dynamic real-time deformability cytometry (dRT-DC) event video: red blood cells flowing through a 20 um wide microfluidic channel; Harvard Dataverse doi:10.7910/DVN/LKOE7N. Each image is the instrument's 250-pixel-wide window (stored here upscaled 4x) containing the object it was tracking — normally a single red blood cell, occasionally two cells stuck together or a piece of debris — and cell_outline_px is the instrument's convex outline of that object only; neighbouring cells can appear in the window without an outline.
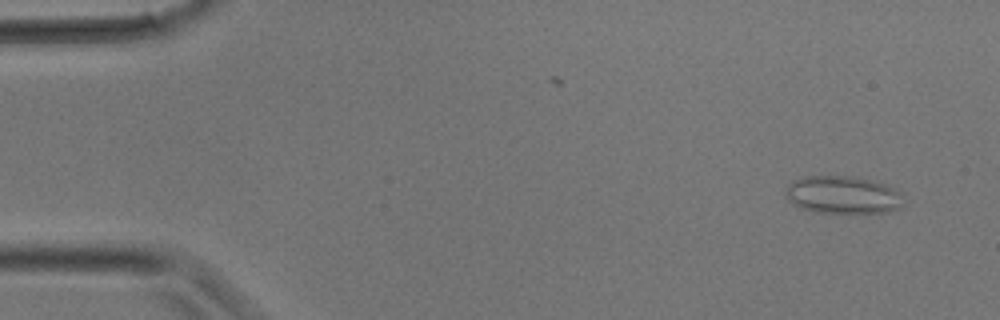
{"species": "common noctule bat (a hibernating species)", "species_latin": "Nyctalus noctula", "temperature_condition": "room temperature", "stored_images_in_passage": 6, "camera_frame_rate_fps": 3000, "um_per_image_px": 0.085, "animal": {"sex": "male", "body_mass_g": 17.9}, "frame": {"image": 1, "passage_image": 1, "time_ms": 0.0, "image_size_px": [1000, 320], "cell_outline_px": [[900, 208], [888, 212], [816, 212], [804, 208], [788, 200], [784, 196], [784, 192], [788, 184], [804, 176], [852, 176], [884, 184], [900, 192]], "centroid_in_image_um": [71.59, 16.55], "position_along_channel_um": 13.4, "area_um2": 25.37}}